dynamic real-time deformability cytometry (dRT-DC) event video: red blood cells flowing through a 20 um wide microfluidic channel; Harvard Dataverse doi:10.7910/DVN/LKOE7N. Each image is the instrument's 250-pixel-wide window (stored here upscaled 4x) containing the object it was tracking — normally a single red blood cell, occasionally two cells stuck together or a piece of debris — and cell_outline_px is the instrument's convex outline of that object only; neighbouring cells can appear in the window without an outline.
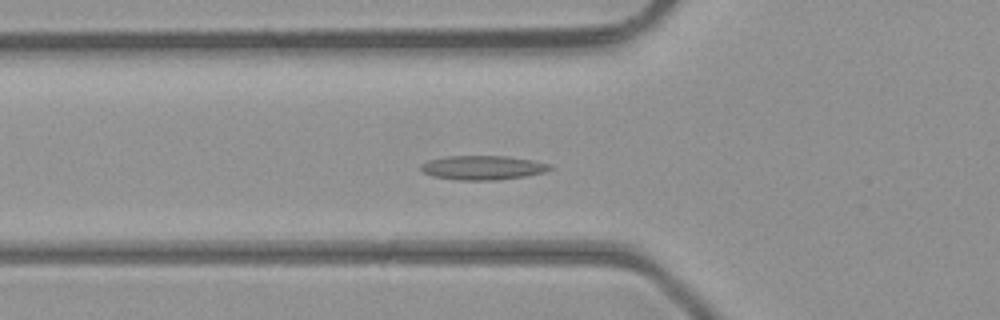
{"species": "common noctule bat (a hibernating species)", "species_latin": "Nyctalus noctula", "temperature_condition": "room temperature", "stored_images_in_passage": 46, "camera_frame_rate_fps": 3000, "um_per_image_px": 0.085, "animal": {"sex": "male", "body_mass_g": 23.1, "forearm_length_mm": 52.7}, "frame": {"image": 1, "passage_image": 16, "time_ms": 5.0, "image_size_px": [1000, 320], "cell_outline_px": [[552, 168], [544, 172], [524, 176], [496, 180], [456, 180], [432, 176], [424, 172], [420, 168], [420, 164], [428, 160], [448, 156], [508, 156], [532, 160], [552, 164]], "centroid_in_image_um": [41.02, 14.25], "position_along_channel_um": 84.8, "area_um2": 18.21}}
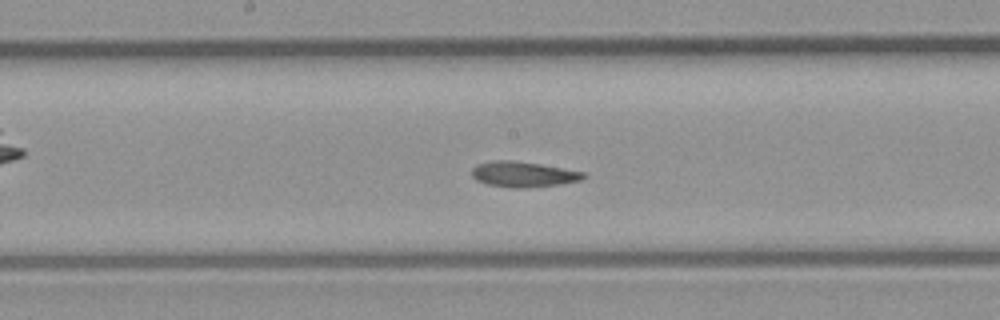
{"frame": {"image": 2, "passage_image": 24, "time_ms": 7.667, "image_size_px": [1000, 320], "cell_outline_px": [[588, 176], [580, 180], [560, 184], [524, 188], [508, 188], [488, 184], [476, 180], [472, 176], [472, 168], [476, 164], [492, 160], [512, 160], [540, 164], [584, 172]], "centroid_in_image_um": [44.45, 14.81], "position_along_channel_um": 203.7, "area_um2": 16.65}}
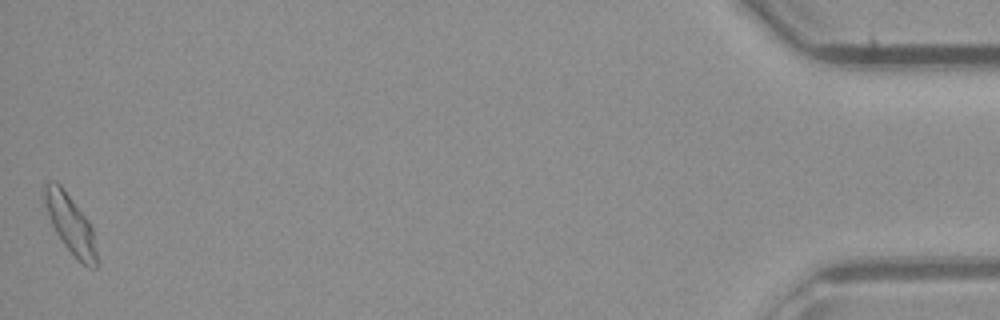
{"frame": {"image": 3, "passage_image": 46, "time_ms": 15.0, "image_size_px": [1000, 320], "cell_outline_px": [[96, 268], [88, 268], [64, 244], [56, 232], [48, 216], [44, 200], [44, 184], [48, 180], [56, 180], [60, 184], [88, 220], [92, 228], [96, 252]], "centroid_in_image_um": [5.96, 18.98], "position_along_channel_um": 429.2, "area_um2": 17.4}, "authors_computed_cell_mechanics": {"area_um2": 16.8487, "velocity_mm_per_s": 4.4186, "shape_relaxation_time_tau1_ms": null, "shape_relaxation_time_tau2_ms": 6.528, "deformation_change_tau1": null, "deformation_change_tau2": 0.12}}